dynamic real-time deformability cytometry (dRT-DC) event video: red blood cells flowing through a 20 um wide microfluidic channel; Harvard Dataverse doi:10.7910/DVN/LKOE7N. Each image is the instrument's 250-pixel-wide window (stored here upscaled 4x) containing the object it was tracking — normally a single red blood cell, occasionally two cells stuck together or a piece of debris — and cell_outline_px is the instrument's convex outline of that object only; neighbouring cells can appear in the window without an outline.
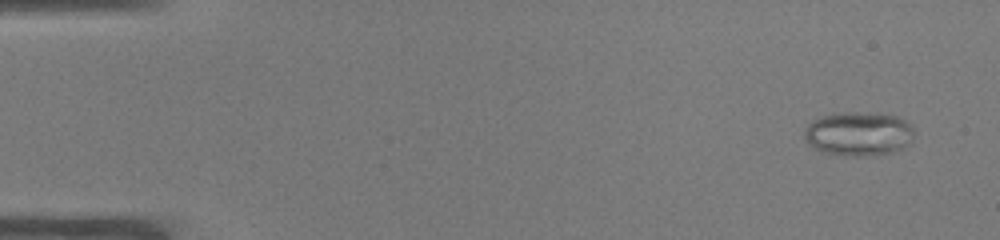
{"species": "common noctule bat (a hibernating species)", "species_latin": "Nyctalus noctula", "temperature_condition": "warm", "stored_images_in_passage": 52, "camera_frame_rate_fps": 3000, "um_per_image_px": 0.085, "animal": {"sex": "male", "body_mass_g": 19.0, "forearm_length_mm": 50.8}, "frame": {"image": 1, "passage_image": 3, "time_ms": 0.667, "image_size_px": [1000, 240], "cell_outline_px": [[912, 140], [908, 144], [892, 152], [864, 156], [844, 156], [824, 152], [812, 148], [804, 136], [804, 132], [808, 124], [812, 120], [824, 116], [844, 112], [856, 112], [896, 116], [904, 120], [912, 128]], "centroid_in_image_um": [72.94, 11.38], "position_along_channel_um": 12.1, "area_um2": 27.8}}
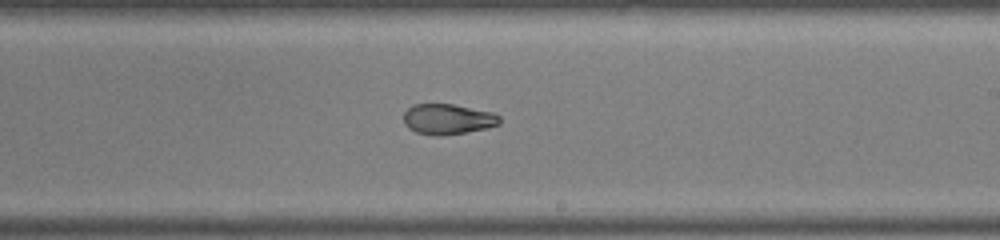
{"frame": {"image": 2, "passage_image": 31, "time_ms": 10.0, "image_size_px": [1000, 240], "cell_outline_px": [[500, 124], [488, 128], [444, 136], [436, 136], [416, 132], [408, 128], [404, 124], [404, 112], [412, 104], [452, 104], [492, 112], [500, 116]], "centroid_in_image_um": [38.05, 10.13], "position_along_channel_um": 250.9, "area_um2": 17.17}}
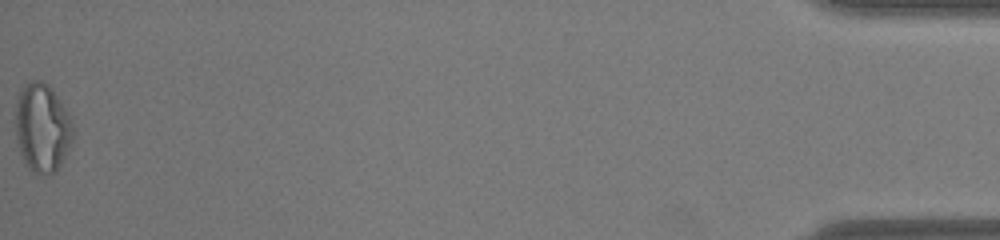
{"frame": {"image": 3, "passage_image": 52, "time_ms": 17.0, "image_size_px": [1000, 240], "cell_outline_px": [[72, 144], [56, 172], [52, 176], [40, 176], [32, 172], [24, 164], [16, 140], [16, 100], [20, 88], [24, 84], [32, 80], [40, 80], [48, 84], [52, 88], [68, 112], [72, 120]], "centroid_in_image_um": [3.58, 10.89], "position_along_channel_um": 431.6, "area_um2": 30.4}, "authors_computed_cell_mechanics": {"area_um2": 21.7906, "velocity_mm_per_s": 3.9383, "shape_relaxation_time_tau1_ms": null, "shape_relaxation_time_tau2_ms": 1.7606, "deformation_change_tau1": null, "deformation_change_tau2": 0.057}}